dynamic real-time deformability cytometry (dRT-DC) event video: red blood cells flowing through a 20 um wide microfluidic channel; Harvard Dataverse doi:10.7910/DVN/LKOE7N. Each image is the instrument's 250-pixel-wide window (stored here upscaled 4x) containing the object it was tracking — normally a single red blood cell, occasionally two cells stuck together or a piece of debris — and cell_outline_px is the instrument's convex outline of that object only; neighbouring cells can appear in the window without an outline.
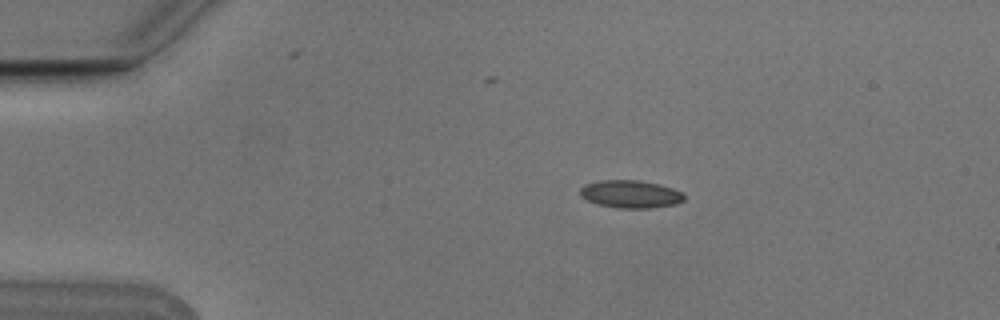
{"species": "Egyptian fruit bat (a non-hibernating species)", "species_latin": "Rousettus aegyptiacus", "temperature_condition": "cold", "stored_images_in_passage": 6, "camera_frame_rate_fps": 3000, "um_per_image_px": 0.085, "animal": {"sex": "male"}, "frame": {"image": 1, "passage_image": 2, "time_ms": 0.333, "image_size_px": [1000, 320], "cell_outline_px": [[684, 200], [676, 204], [648, 208], [616, 208], [600, 204], [588, 200], [580, 196], [580, 188], [584, 184], [600, 180], [640, 180], [660, 184], [672, 188], [680, 192], [684, 196]], "centroid_in_image_um": [53.58, 16.49], "position_along_channel_um": 31.4, "area_um2": 16.76}}
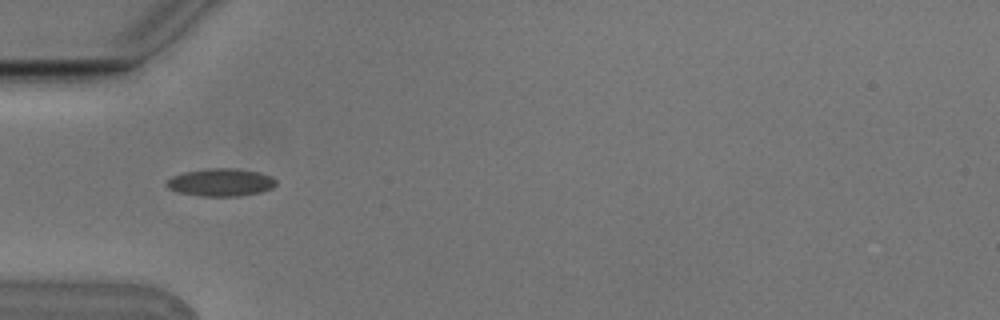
{"frame": {"image": 2, "passage_image": 4, "time_ms": 1.0, "image_size_px": [1000, 320], "cell_outline_px": [[276, 184], [272, 188], [260, 192], [240, 196], [200, 196], [176, 192], [168, 188], [164, 184], [172, 176], [184, 172], [208, 168], [236, 168], [260, 172], [272, 176], [276, 180]], "centroid_in_image_um": [18.76, 15.5], "position_along_channel_um": 66.2, "area_um2": 17.86}}
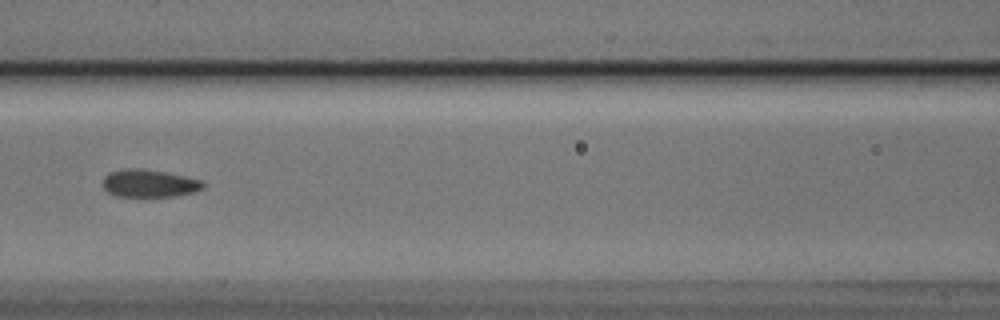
{"frame": {"image": 3, "passage_image": 6, "time_ms": 1.667, "image_size_px": [1000, 320], "cell_outline_px": [[204, 188], [196, 192], [176, 196], [116, 196], [108, 192], [100, 184], [104, 176], [108, 172], [124, 168], [140, 168], [164, 172], [184, 176], [200, 180], [204, 184]], "centroid_in_image_um": [12.64, 15.58], "position_along_channel_um": 154.0, "area_um2": 16.3}}